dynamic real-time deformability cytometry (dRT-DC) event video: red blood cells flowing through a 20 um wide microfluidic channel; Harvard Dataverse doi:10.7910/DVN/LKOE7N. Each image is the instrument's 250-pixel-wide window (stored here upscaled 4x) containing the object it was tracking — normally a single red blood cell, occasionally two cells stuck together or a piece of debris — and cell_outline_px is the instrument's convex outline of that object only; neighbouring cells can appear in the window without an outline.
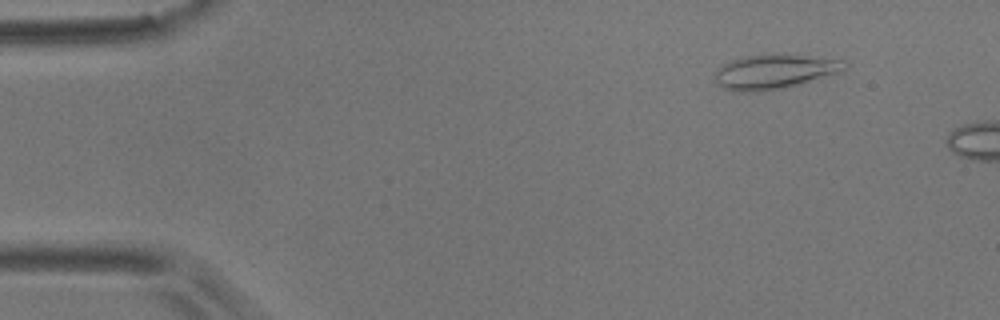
{"species": "common noctule bat (a hibernating species)", "species_latin": "Nyctalus noctula", "temperature_condition": "room temperature", "stored_images_in_passage": 3, "camera_frame_rate_fps": 3000, "um_per_image_px": 0.085, "animal": {"sex": "male", "body_mass_g": 17.9}, "frame": {"image": 1, "passage_image": 1, "time_ms": 0.0, "image_size_px": [1000, 320], "cell_outline_px": [[848, 64], [840, 72], [800, 84], [784, 88], [756, 92], [736, 92], [724, 88], [716, 80], [716, 72], [724, 64], [732, 60], [744, 56], [800, 56], [844, 60]], "centroid_in_image_um": [65.83, 6.13], "position_along_channel_um": 19.2, "area_um2": 25.14}}